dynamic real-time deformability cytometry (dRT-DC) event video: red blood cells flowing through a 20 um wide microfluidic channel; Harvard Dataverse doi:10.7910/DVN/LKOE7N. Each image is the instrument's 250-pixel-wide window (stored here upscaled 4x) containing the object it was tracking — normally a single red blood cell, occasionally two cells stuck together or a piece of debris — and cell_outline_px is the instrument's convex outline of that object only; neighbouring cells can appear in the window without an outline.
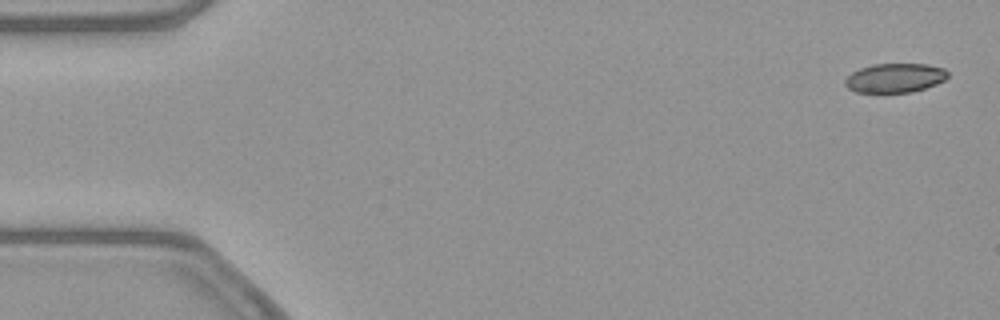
{"species": "common noctule bat (a hibernating species)", "species_latin": "Nyctalus noctula", "temperature_condition": "warm", "stored_images_in_passage": 53, "camera_frame_rate_fps": 3000, "um_per_image_px": 0.085, "animal": {"sex": "female", "body_mass_g": 21.9}, "frame": {"image": 1, "passage_image": 1, "time_ms": 0.0, "image_size_px": [1000, 320], "cell_outline_px": [[948, 76], [944, 80], [936, 84], [912, 92], [856, 92], [848, 88], [844, 84], [844, 80], [852, 72], [860, 68], [872, 64], [928, 64], [944, 68], [948, 72]], "centroid_in_image_um": [76.07, 6.62], "position_along_channel_um": 8.9, "area_um2": 17.46}}
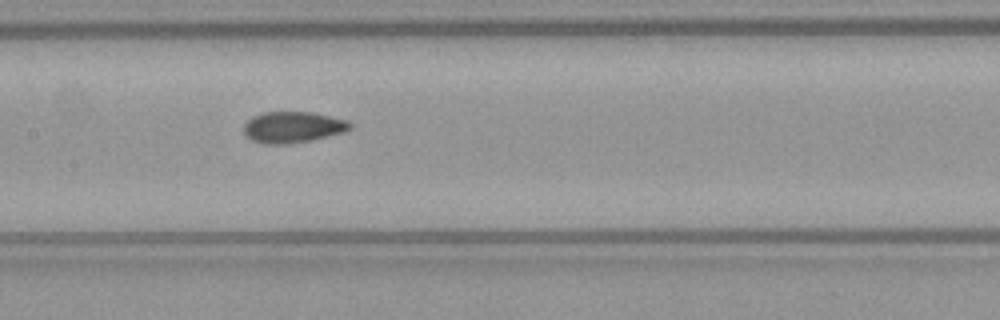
{"frame": {"image": 2, "passage_image": 25, "time_ms": 8.0, "image_size_px": [1000, 320], "cell_outline_px": [[352, 128], [344, 132], [312, 140], [288, 144], [264, 144], [252, 140], [244, 132], [244, 124], [252, 116], [264, 112], [312, 112], [348, 120], [352, 124]], "centroid_in_image_um": [24.91, 10.81], "position_along_channel_um": 182.5, "area_um2": 19.36}}
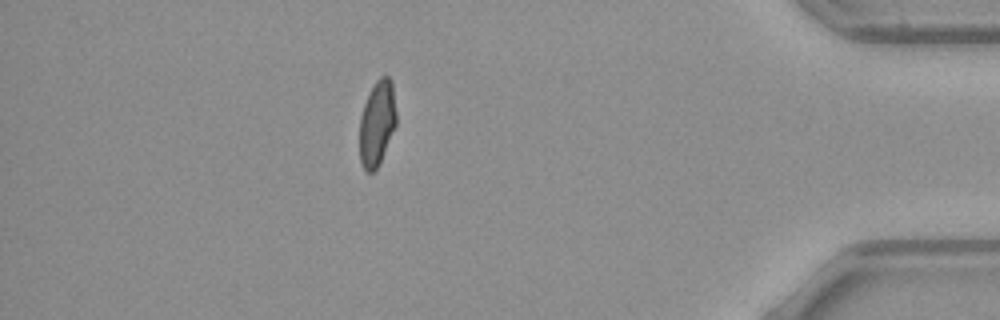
{"frame": {"image": 3, "passage_image": 46, "time_ms": 15.0, "image_size_px": [1000, 320], "cell_outline_px": [[396, 124], [380, 164], [372, 172], [368, 172], [364, 168], [360, 160], [360, 116], [364, 104], [376, 80], [380, 76], [388, 76], [392, 80], [396, 112]], "centroid_in_image_um": [32.06, 10.47], "position_along_channel_um": 403.1, "area_um2": 18.15}, "authors_computed_cell_mechanics": {"area_um2": 19.2474, "velocity_mm_per_s": 3.8513, "shape_relaxation_time_tau1_ms": null, "shape_relaxation_time_tau2_ms": 1.7264, "deformation_change_tau1": null, "deformation_change_tau2": 0.0668}}